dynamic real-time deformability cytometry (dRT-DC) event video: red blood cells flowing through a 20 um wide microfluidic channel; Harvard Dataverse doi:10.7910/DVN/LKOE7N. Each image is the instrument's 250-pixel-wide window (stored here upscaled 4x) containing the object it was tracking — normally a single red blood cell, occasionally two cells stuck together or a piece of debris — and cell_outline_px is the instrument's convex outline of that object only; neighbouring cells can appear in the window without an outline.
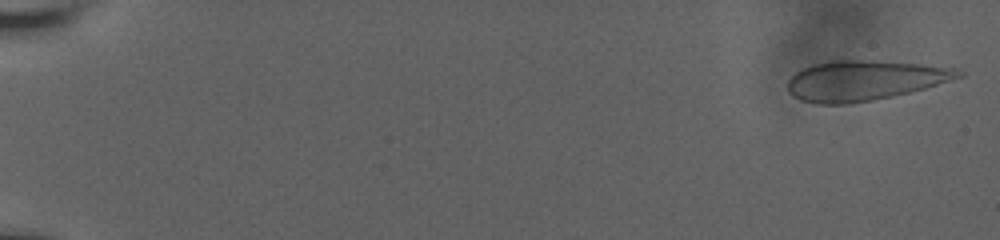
{"species": "human", "species_latin": "Homo sapiens", "temperature_condition": "room temperature", "stored_images_in_passage": 56, "camera_frame_rate_fps": 3000, "um_per_image_px": 0.085, "donor": {"sex": "male"}, "frame": {"image": 1, "passage_image": 1, "time_ms": 0.0, "image_size_px": [1000, 240], "cell_outline_px": [[964, 76], [924, 88], [892, 96], [872, 100], [848, 104], [816, 104], [800, 100], [792, 96], [788, 92], [788, 80], [796, 72], [804, 68], [816, 64], [836, 60], [876, 60], [920, 64], [956, 68], [964, 72]], "centroid_in_image_um": [73.46, 6.84], "position_along_channel_um": 11.5, "area_um2": 39.65}}
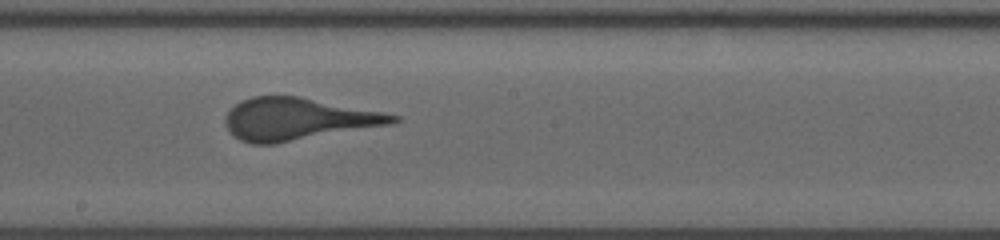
{"frame": {"image": 2, "passage_image": 33, "time_ms": 10.667, "image_size_px": [1000, 240], "cell_outline_px": [[400, 120], [396, 124], [276, 144], [252, 144], [240, 140], [232, 136], [228, 132], [224, 124], [224, 116], [240, 100], [252, 96], [296, 96], [384, 112], [400, 116]], "centroid_in_image_um": [25.31, 10.14], "position_along_channel_um": 222.9, "area_um2": 41.73}}
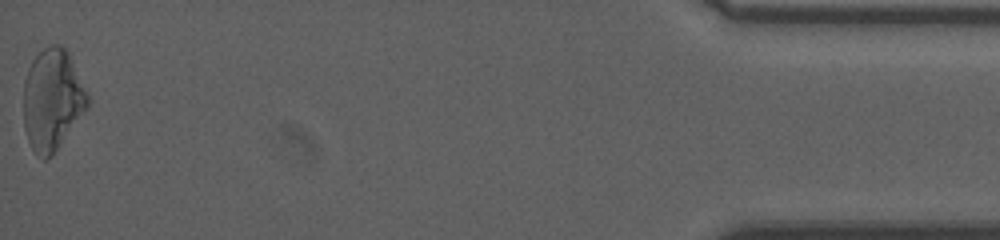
{"frame": {"image": 3, "passage_image": 56, "time_ms": 18.333, "image_size_px": [1000, 240], "cell_outline_px": [[92, 100], [88, 108], [52, 156], [48, 160], [44, 160], [36, 156], [28, 140], [24, 128], [24, 80], [28, 68], [32, 60], [44, 48], [52, 44], [60, 44], [68, 52]], "centroid_in_image_um": [4.47, 8.5], "position_along_channel_um": 430.7, "area_um2": 38.26}}